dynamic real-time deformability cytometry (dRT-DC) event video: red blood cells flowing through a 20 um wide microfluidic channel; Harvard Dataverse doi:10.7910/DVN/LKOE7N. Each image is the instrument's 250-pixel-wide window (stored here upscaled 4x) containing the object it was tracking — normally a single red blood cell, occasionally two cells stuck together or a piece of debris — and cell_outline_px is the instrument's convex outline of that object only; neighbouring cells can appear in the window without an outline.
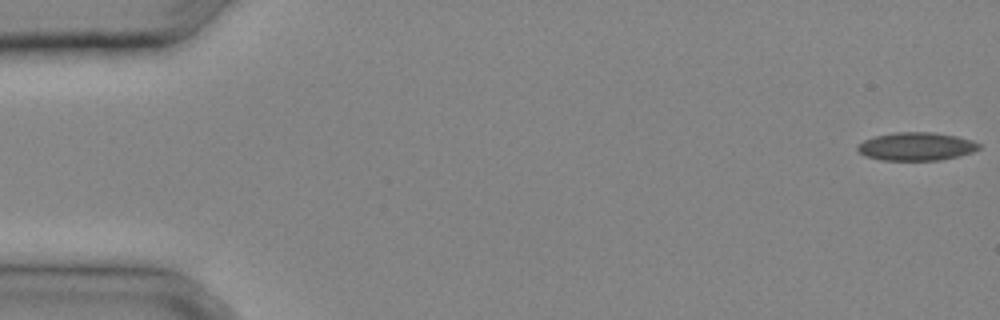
{"species": "common noctule bat (a hibernating species)", "species_latin": "Nyctalus noctula", "temperature_condition": "cold", "stored_images_in_passage": 31, "camera_frame_rate_fps": 3000, "um_per_image_px": 0.085, "animal": {"sex": "male", "body_mass_g": 20.4}, "frame": {"image": 1, "passage_image": 1, "time_ms": 0.0, "image_size_px": [1000, 320], "cell_outline_px": [[980, 148], [972, 152], [960, 156], [940, 160], [880, 160], [864, 156], [856, 148], [864, 140], [876, 136], [896, 132], [932, 132], [956, 136], [972, 140], [980, 144]], "centroid_in_image_um": [77.9, 12.45], "position_along_channel_um": 7.1, "area_um2": 19.88}}
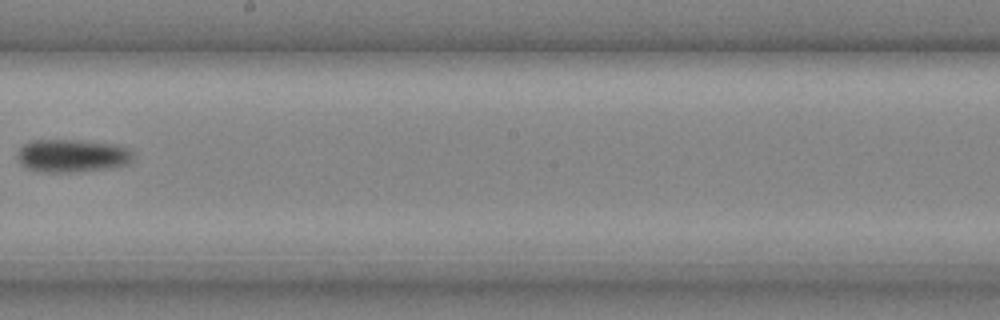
{"frame": {"image": 2, "passage_image": 19, "time_ms": 6.0, "image_size_px": [1000, 320], "cell_outline_px": [[136, 156], [132, 164], [108, 168], [72, 172], [40, 172], [24, 168], [16, 160], [16, 156], [20, 148], [24, 144], [32, 140], [80, 140], [112, 144], [132, 148]], "centroid_in_image_um": [6.17, 13.24], "position_along_channel_um": 242.0, "area_um2": 22.83}}
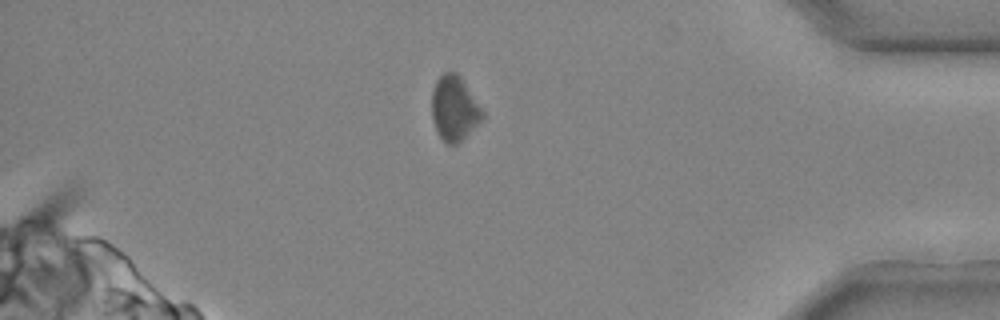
{"frame": {"image": 3, "passage_image": 28, "time_ms": 9.0, "image_size_px": [1000, 320], "cell_outline_px": [[484, 116], [460, 144], [448, 144], [440, 136], [432, 120], [432, 92], [436, 80], [444, 72], [456, 72], [460, 76], [484, 112]], "centroid_in_image_um": [38.61, 9.22], "position_along_channel_um": 396.6, "area_um2": 18.96}}